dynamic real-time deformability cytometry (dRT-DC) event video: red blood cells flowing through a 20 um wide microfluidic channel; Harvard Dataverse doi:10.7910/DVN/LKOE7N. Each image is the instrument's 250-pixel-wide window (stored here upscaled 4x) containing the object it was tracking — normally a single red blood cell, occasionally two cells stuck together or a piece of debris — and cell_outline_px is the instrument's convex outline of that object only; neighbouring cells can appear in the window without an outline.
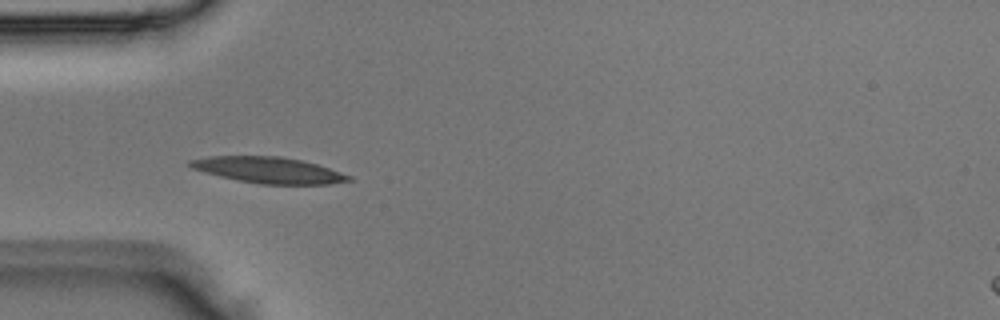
{"species": "Egyptian fruit bat (a non-hibernating species)", "species_latin": "Rousettus aegyptiacus", "temperature_condition": "room temperature", "stored_images_in_passage": 1, "camera_frame_rate_fps": 3000, "um_per_image_px": 0.085, "animal": {"sex": "male"}, "frame": {"image": 1, "passage_image": 1, "time_ms": 0.0, "image_size_px": [1000, 320], "cell_outline_px": [[352, 180], [332, 184], [260, 184], [236, 180], [204, 172], [192, 168], [184, 164], [188, 160], [208, 156], [280, 156], [304, 160], [352, 176]], "centroid_in_image_um": [22.79, 14.45], "position_along_channel_um": 62.2, "area_um2": 24.28}}